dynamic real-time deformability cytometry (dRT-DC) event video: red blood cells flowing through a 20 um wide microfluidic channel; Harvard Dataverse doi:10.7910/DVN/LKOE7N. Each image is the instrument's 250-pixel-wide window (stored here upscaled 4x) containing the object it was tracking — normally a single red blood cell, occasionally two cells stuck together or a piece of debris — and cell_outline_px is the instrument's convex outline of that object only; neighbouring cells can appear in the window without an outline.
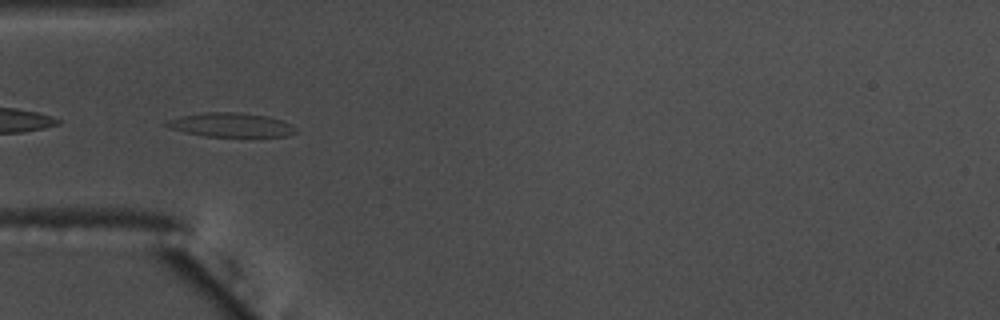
{"species": "common noctule bat (a hibernating species)", "species_latin": "Nyctalus noctula", "temperature_condition": "warm", "stored_images_in_passage": 40, "camera_frame_rate_fps": 3000, "um_per_image_px": 0.085, "animal": {"sex": "male", "body_mass_g": 17.5, "forearm_length_mm": 52.3}, "frame": {"image": 1, "passage_image": 1, "time_ms": 0.0, "image_size_px": [1000, 320], "cell_outline_px": [[296, 132], [288, 136], [204, 136], [184, 132], [168, 128], [164, 124], [168, 120], [180, 116], [204, 112], [240, 112], [268, 116], [292, 124], [296, 128]], "centroid_in_image_um": [19.61, 10.61], "position_along_channel_um": 65.4, "area_um2": 18.15}, "authors_computed_cell_mechanics": {"area_um2": 17.2244, "velocity_mm_per_s": 3.599, "shape_relaxation_time_tau1_ms": 5.66, "shape_relaxation_time_tau2_ms": 1.2127, "deformation_change_tau1": 0.2103, "deformation_change_tau2": 0.1029}}